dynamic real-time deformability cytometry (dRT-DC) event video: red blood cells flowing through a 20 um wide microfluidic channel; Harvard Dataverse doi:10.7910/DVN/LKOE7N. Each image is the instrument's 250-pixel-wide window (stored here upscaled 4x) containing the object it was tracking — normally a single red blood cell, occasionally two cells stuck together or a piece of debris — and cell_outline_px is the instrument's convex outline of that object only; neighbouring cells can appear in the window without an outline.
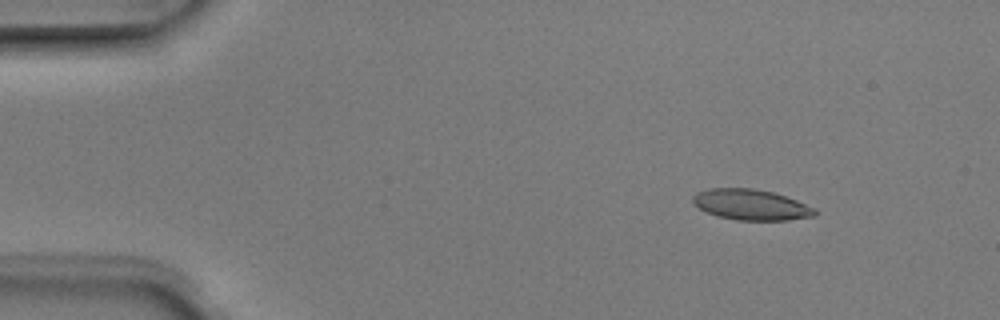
{"species": "Egyptian fruit bat (a non-hibernating species)", "species_latin": "Rousettus aegyptiacus", "temperature_condition": "room temperature", "stored_images_in_passage": 5, "camera_frame_rate_fps": 3000, "um_per_image_px": 0.085, "animal": {"sex": "male"}, "frame": {"image": 1, "passage_image": 2, "time_ms": 0.333, "image_size_px": [1000, 320], "cell_outline_px": [[816, 216], [788, 220], [736, 220], [716, 216], [692, 204], [692, 196], [696, 192], [708, 188], [752, 188], [772, 192], [796, 200], [816, 208]], "centroid_in_image_um": [63.81, 17.4], "position_along_channel_um": 21.2, "area_um2": 21.91}}